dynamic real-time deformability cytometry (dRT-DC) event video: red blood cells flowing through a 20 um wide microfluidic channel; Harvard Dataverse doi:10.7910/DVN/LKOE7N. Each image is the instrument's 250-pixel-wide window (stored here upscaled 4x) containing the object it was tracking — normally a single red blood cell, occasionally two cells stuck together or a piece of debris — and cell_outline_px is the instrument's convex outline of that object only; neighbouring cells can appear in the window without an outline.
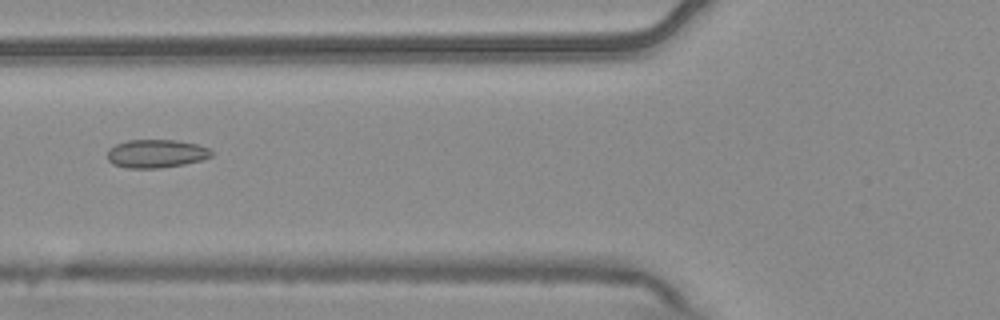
{"species": "common noctule bat (a hibernating species)", "species_latin": "Nyctalus noctula", "temperature_condition": "warm", "stored_images_in_passage": 7, "camera_frame_rate_fps": 3000, "um_per_image_px": 0.085, "animal": {"sex": "male", "body_mass_g": 20.4}, "frame": {"image": 1, "passage_image": 7, "time_ms": 2.0, "image_size_px": [1000, 320], "cell_outline_px": [[212, 156], [200, 160], [184, 164], [160, 168], [128, 168], [112, 164], [108, 160], [108, 148], [116, 144], [128, 140], [176, 140], [196, 144], [208, 148], [212, 152]], "centroid_in_image_um": [13.25, 13.06], "position_along_channel_um": 112.6, "area_um2": 17.11}}